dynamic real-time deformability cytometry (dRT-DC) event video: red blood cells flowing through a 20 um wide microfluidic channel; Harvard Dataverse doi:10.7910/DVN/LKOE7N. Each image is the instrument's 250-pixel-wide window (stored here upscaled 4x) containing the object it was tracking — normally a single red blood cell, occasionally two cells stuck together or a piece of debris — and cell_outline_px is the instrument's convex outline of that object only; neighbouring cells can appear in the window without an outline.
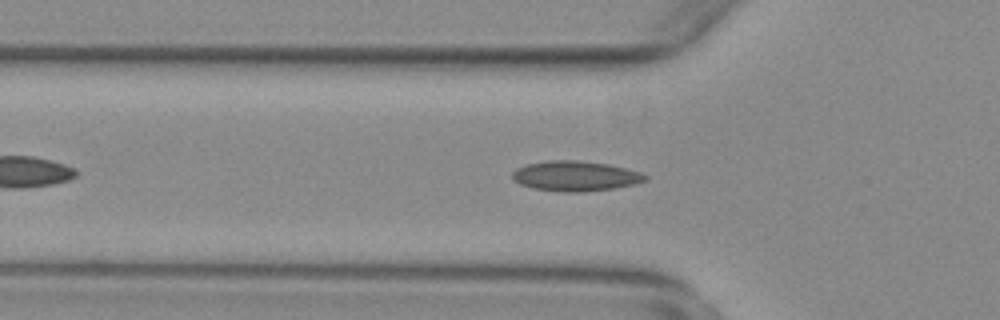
{"species": "common noctule bat (a hibernating species)", "species_latin": "Nyctalus noctula", "temperature_condition": "warm", "stored_images_in_passage": 40, "camera_frame_rate_fps": 3000, "um_per_image_px": 0.085, "animal": {"sex": "female", "body_mass_g": 29.2, "forearm_length_mm": 56.3}, "frame": {"image": 1, "passage_image": 10, "time_ms": 3.0, "image_size_px": [1000, 320], "cell_outline_px": [[648, 180], [636, 184], [616, 188], [584, 192], [560, 192], [532, 188], [520, 184], [512, 180], [512, 172], [516, 168], [528, 164], [548, 160], [580, 160], [608, 164], [640, 172], [648, 176]], "centroid_in_image_um": [48.91, 14.97], "position_along_channel_um": 76.9, "area_um2": 23.58}}
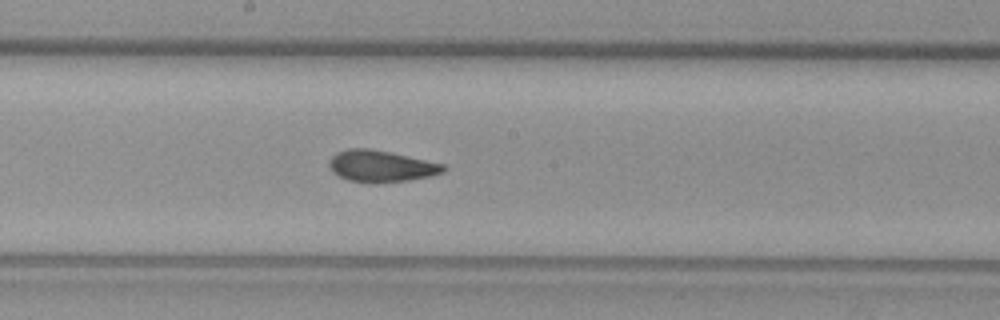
{"frame": {"image": 2, "passage_image": 21, "time_ms": 6.667, "image_size_px": [1000, 320], "cell_outline_px": [[448, 168], [444, 172], [428, 176], [408, 180], [376, 184], [348, 180], [332, 172], [328, 164], [328, 160], [336, 152], [348, 148], [368, 148], [388, 152], [444, 164]], "centroid_in_image_um": [32.35, 14.13], "position_along_channel_um": 215.8, "area_um2": 21.04}}
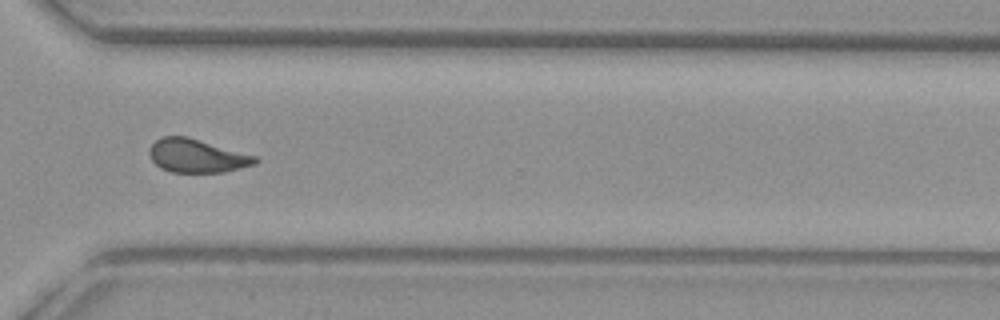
{"frame": {"image": 3, "passage_image": 32, "time_ms": 10.333, "image_size_px": [1000, 320], "cell_outline_px": [[260, 160], [256, 164], [224, 172], [172, 172], [160, 168], [152, 160], [148, 152], [148, 148], [160, 136], [188, 136], [256, 156]], "centroid_in_image_um": [16.72, 13.24], "position_along_channel_um": 353.9, "area_um2": 20.75}, "authors_computed_cell_mechanics": {"area_um2": 21.2993, "velocity_mm_per_s": 3.7736, "shape_relaxation_time_tau1_ms": null, "shape_relaxation_time_tau2_ms": 2.091, "deformation_change_tau1": null, "deformation_change_tau2": 0.0772}}